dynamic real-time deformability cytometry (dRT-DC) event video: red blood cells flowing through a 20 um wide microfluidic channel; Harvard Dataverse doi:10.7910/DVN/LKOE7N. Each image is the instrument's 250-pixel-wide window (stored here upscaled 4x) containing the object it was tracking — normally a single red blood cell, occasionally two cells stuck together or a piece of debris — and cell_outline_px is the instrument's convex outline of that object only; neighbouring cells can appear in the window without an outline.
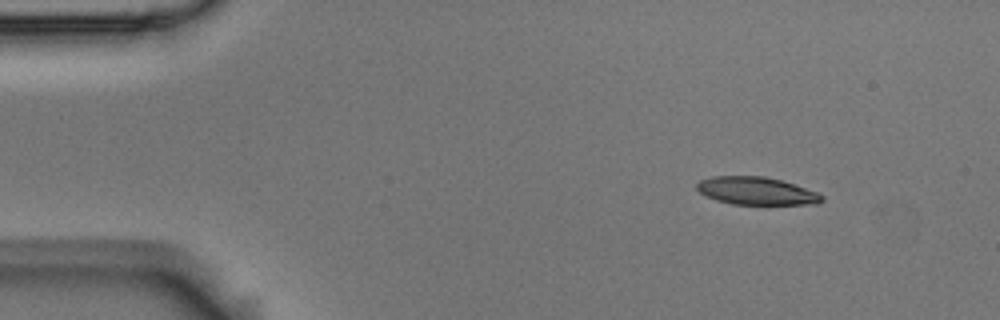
{"species": "Egyptian fruit bat (a non-hibernating species)", "species_latin": "Rousettus aegyptiacus", "temperature_condition": "room temperature", "stored_images_in_passage": 6, "camera_frame_rate_fps": 3000, "um_per_image_px": 0.085, "animal": {"sex": "male"}, "frame": {"image": 1, "passage_image": 1, "time_ms": 0.0, "image_size_px": [1000, 320], "cell_outline_px": [[824, 200], [816, 204], [732, 204], [716, 200], [704, 196], [696, 188], [696, 184], [700, 180], [712, 176], [764, 176], [780, 180], [816, 192], [824, 196]], "centroid_in_image_um": [64.25, 16.23], "position_along_channel_um": 20.8, "area_um2": 20.11}}
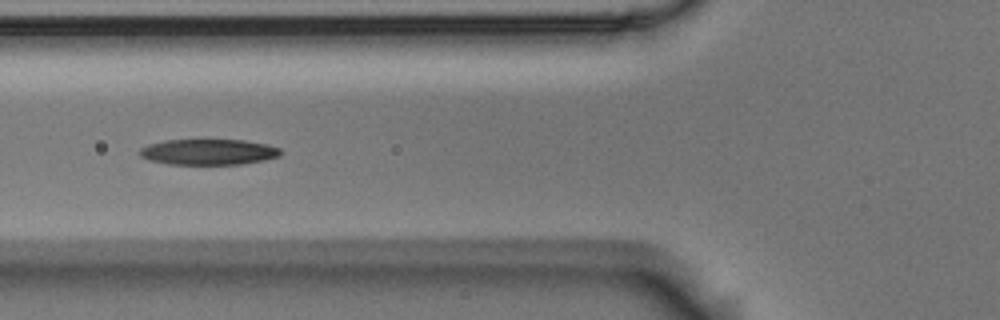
{"frame": {"image": 2, "passage_image": 5, "time_ms": 1.333, "image_size_px": [1000, 320], "cell_outline_px": [[284, 152], [280, 156], [264, 160], [240, 164], [168, 164], [148, 160], [140, 156], [136, 152], [140, 148], [148, 144], [164, 140], [208, 136], [244, 140], [268, 144], [280, 148]], "centroid_in_image_um": [17.7, 12.85], "position_along_channel_um": 108.1, "area_um2": 22.54}}
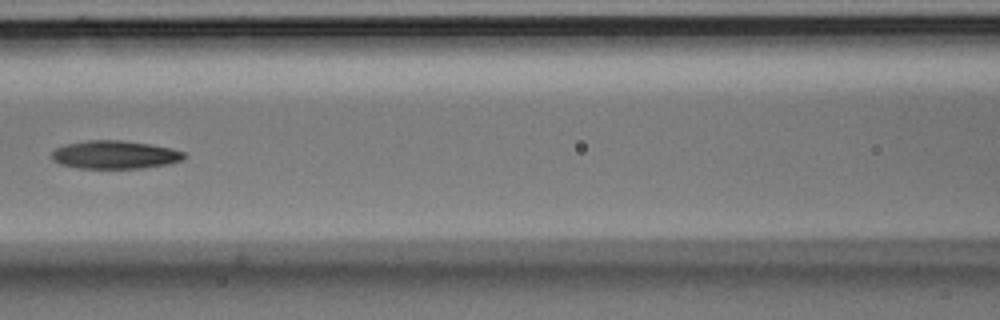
{"frame": {"image": 3, "passage_image": 6, "time_ms": 1.667, "image_size_px": [1000, 320], "cell_outline_px": [[184, 156], [180, 160], [168, 164], [144, 168], [80, 168], [60, 164], [52, 160], [52, 152], [56, 148], [64, 144], [88, 140], [120, 140], [148, 144], [172, 148], [184, 152]], "centroid_in_image_um": [9.73, 13.15], "position_along_channel_um": 156.9, "area_um2": 21.62}}